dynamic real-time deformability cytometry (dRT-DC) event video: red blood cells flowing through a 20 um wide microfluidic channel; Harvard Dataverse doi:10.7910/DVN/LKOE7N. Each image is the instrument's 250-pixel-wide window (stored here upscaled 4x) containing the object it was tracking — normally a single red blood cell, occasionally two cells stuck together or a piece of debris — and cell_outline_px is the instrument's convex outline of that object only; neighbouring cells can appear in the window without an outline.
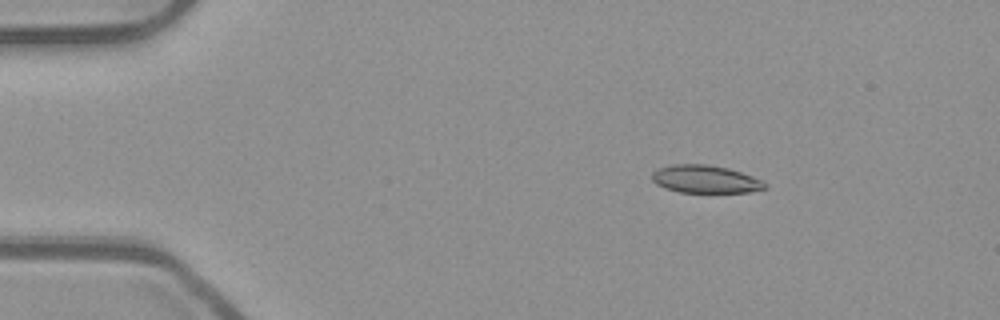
{"species": "common noctule bat (a hibernating species)", "species_latin": "Nyctalus noctula", "temperature_condition": "room temperature", "stored_images_in_passage": 53, "camera_frame_rate_fps": 3000, "um_per_image_px": 0.085, "animal": {"sex": "male", "body_mass_g": 23.1, "forearm_length_mm": 52.7}, "frame": {"image": 1, "passage_image": 8, "time_ms": 2.333, "image_size_px": [1000, 320], "cell_outline_px": [[768, 188], [748, 192], [680, 192], [664, 188], [656, 184], [652, 180], [652, 172], [660, 168], [672, 164], [708, 164], [728, 168], [752, 176], [768, 184]], "centroid_in_image_um": [59.95, 15.23], "position_along_channel_um": 25.1, "area_um2": 18.26}}
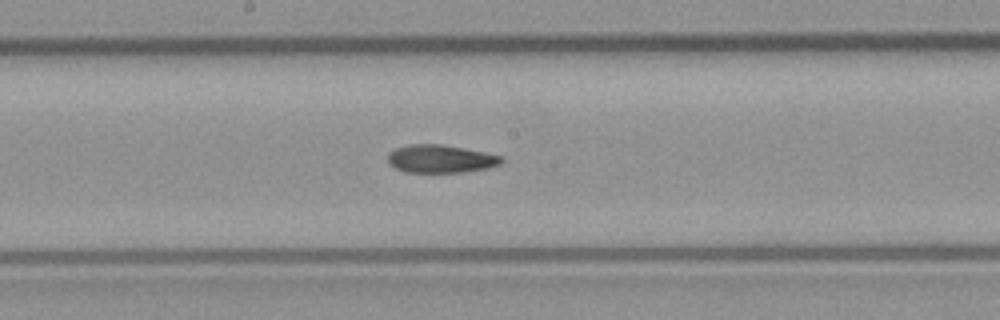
{"frame": {"image": 2, "passage_image": 28, "time_ms": 9.0, "image_size_px": [1000, 320], "cell_outline_px": [[504, 160], [500, 164], [488, 168], [460, 172], [404, 172], [388, 164], [388, 152], [396, 148], [412, 144], [440, 144], [484, 152], [500, 156]], "centroid_in_image_um": [37.41, 13.5], "position_along_channel_um": 210.8, "area_um2": 18.38}}
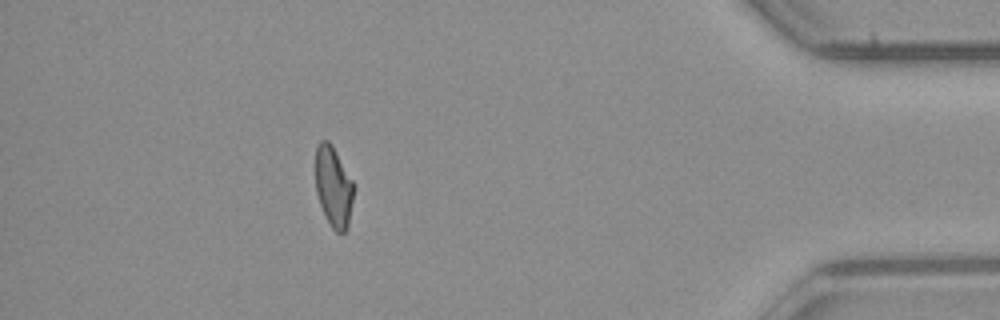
{"frame": {"image": 3, "passage_image": 47, "time_ms": 15.333, "image_size_px": [1000, 320], "cell_outline_px": [[352, 200], [348, 228], [344, 232], [336, 232], [332, 228], [320, 204], [316, 192], [316, 144], [320, 140], [328, 140], [332, 144], [352, 180]], "centroid_in_image_um": [28.33, 15.84], "position_along_channel_um": 406.9, "area_um2": 17.63}, "authors_computed_cell_mechanics": {"area_um2": 18.785, "velocity_mm_per_s": 3.9195, "shape_relaxation_time_tau1_ms": 9.105, "shape_relaxation_time_tau2_ms": 3.8629, "deformation_change_tau1": 0.2133, "deformation_change_tau2": 0.1127}}